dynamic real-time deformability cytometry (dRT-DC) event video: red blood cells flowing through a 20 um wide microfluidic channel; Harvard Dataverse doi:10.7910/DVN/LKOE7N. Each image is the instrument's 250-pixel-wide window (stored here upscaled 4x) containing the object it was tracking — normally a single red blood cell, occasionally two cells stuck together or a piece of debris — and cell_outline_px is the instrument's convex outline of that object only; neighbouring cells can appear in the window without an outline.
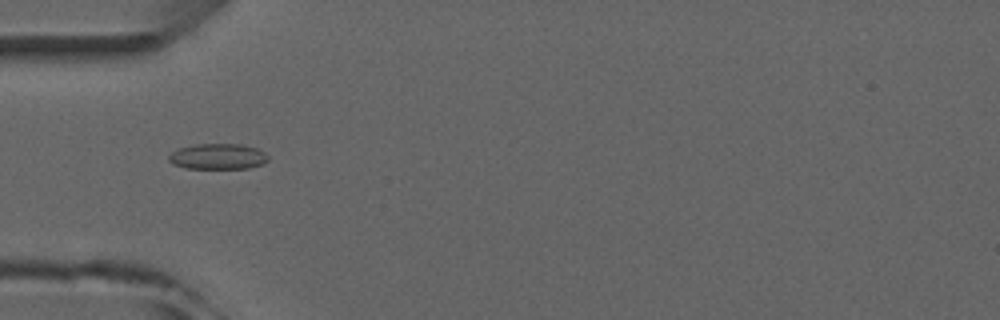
{"species": "common noctule bat (a hibernating species)", "species_latin": "Nyctalus noctula", "temperature_condition": "room temperature", "stored_images_in_passage": 7, "camera_frame_rate_fps": 3000, "um_per_image_px": 0.085, "animal": {"sex": "male", "forearm_length_mm": 52.5}, "frame": {"image": 1, "passage_image": 6, "time_ms": 6.333, "image_size_px": [1000, 320], "cell_outline_px": [[268, 160], [264, 164], [248, 168], [184, 168], [172, 164], [168, 160], [168, 156], [172, 152], [180, 148], [196, 144], [240, 144], [256, 148], [264, 152], [268, 156]], "centroid_in_image_um": [18.52, 13.3], "position_along_channel_um": 66.5, "area_um2": 14.85}}